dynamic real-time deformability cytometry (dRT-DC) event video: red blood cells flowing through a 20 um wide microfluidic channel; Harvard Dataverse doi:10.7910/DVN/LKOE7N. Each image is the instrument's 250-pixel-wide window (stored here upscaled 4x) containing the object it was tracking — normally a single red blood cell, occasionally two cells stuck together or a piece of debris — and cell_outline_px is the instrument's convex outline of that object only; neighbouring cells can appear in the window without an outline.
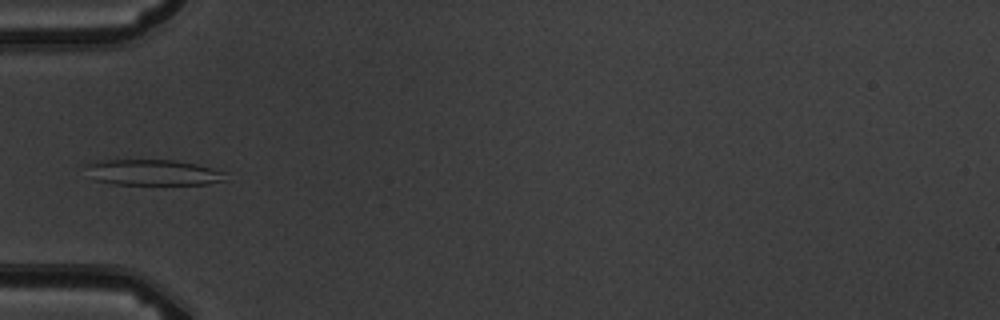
{"species": "common noctule bat (a hibernating species)", "species_latin": "Nyctalus noctula", "temperature_condition": "warm", "stored_images_in_passage": 5, "camera_frame_rate_fps": 3000, "um_per_image_px": 0.085, "animal": {"sex": "male", "body_mass_g": 19.5, "forearm_length_mm": 54.6}, "frame": {"image": 1, "passage_image": 4, "time_ms": 4.333, "image_size_px": [1000, 320], "cell_outline_px": [[228, 172], [224, 180], [208, 184], [112, 184], [96, 180], [84, 164], [100, 160], [176, 160], [196, 164]], "centroid_in_image_um": [13.05, 14.65], "position_along_channel_um": 71.9, "area_um2": 20.87}}